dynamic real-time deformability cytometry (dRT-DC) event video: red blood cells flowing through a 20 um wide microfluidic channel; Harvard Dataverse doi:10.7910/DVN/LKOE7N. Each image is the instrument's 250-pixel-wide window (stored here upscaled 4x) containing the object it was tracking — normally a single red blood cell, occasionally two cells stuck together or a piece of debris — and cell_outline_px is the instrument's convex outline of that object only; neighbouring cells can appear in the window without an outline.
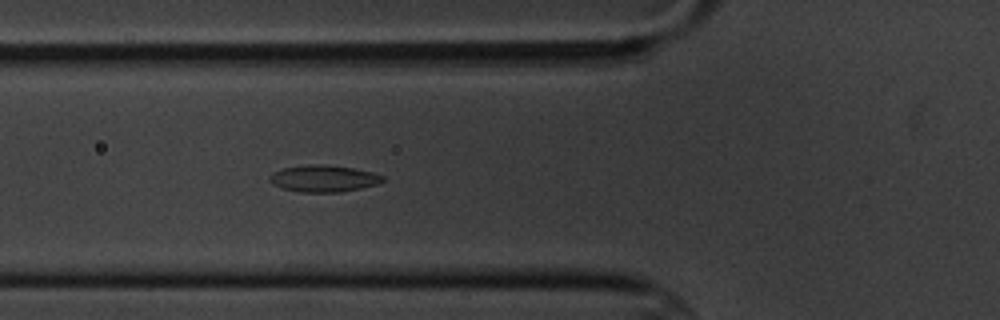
{"species": "common noctule bat (a hibernating species)", "species_latin": "Nyctalus noctula", "temperature_condition": "cold", "stored_images_in_passage": 5, "camera_frame_rate_fps": 3000, "um_per_image_px": 0.085, "animal": {"sex": "male", "body_mass_g": 20.1, "forearm_length_mm": 53.5}, "frame": {"image": 1, "passage_image": 5, "time_ms": 5.333, "image_size_px": [1000, 320], "cell_outline_px": [[384, 180], [376, 184], [360, 188], [340, 192], [300, 192], [280, 188], [272, 184], [268, 180], [268, 176], [272, 172], [284, 168], [312, 164], [324, 164], [352, 168], [372, 172], [384, 176]], "centroid_in_image_um": [27.45, 15.17], "position_along_channel_um": 98.3, "area_um2": 17.63}}